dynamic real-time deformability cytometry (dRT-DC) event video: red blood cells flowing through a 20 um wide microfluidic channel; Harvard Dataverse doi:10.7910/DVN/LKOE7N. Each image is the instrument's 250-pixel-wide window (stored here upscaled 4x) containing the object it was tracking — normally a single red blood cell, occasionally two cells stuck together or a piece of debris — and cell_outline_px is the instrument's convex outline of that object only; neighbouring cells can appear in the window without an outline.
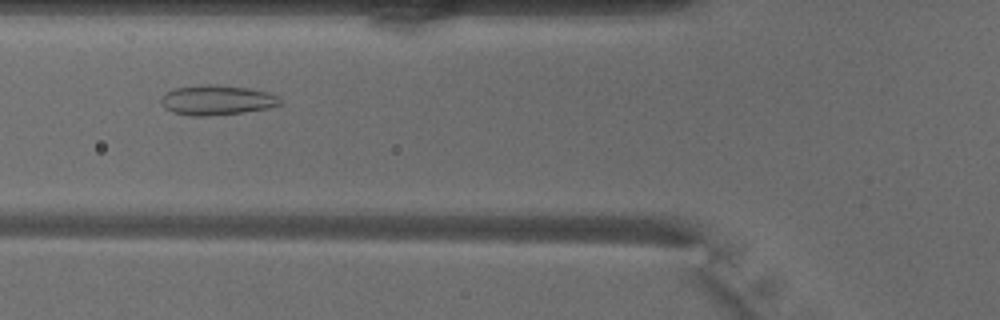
{"species": "common noctule bat (a hibernating species)", "species_latin": "Nyctalus noctula", "temperature_condition": "warm", "stored_images_in_passage": 43, "camera_frame_rate_fps": 3000, "um_per_image_px": 0.085, "animal": {"sex": "male", "body_mass_g": 18.8}, "frame": {"image": 1, "passage_image": 17, "time_ms": 5.333, "image_size_px": [1000, 320], "cell_outline_px": [[284, 104], [268, 108], [240, 112], [200, 116], [192, 116], [172, 112], [164, 108], [160, 100], [160, 96], [176, 88], [208, 84], [248, 88], [268, 92], [280, 96]], "centroid_in_image_um": [18.46, 8.51], "position_along_channel_um": 107.3, "area_um2": 20.58}}
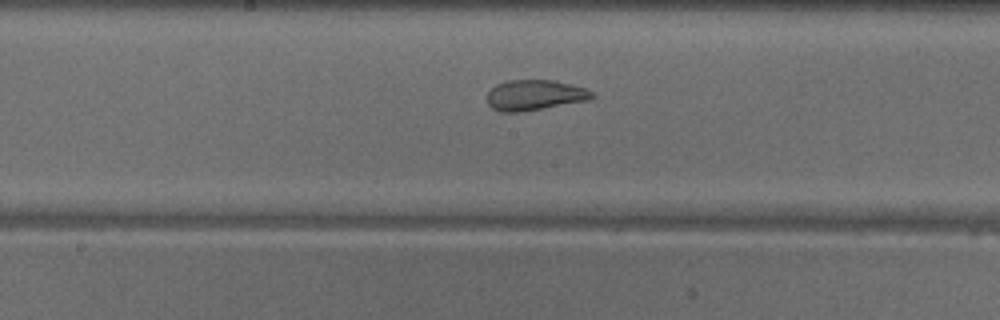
{"frame": {"image": 2, "passage_image": 24, "time_ms": 7.667, "image_size_px": [1000, 320], "cell_outline_px": [[596, 96], [588, 100], [520, 112], [500, 112], [492, 108], [488, 104], [488, 92], [496, 84], [508, 80], [552, 80], [584, 88], [592, 92]], "centroid_in_image_um": [45.42, 8.08], "position_along_channel_um": 202.8, "area_um2": 18.38}}
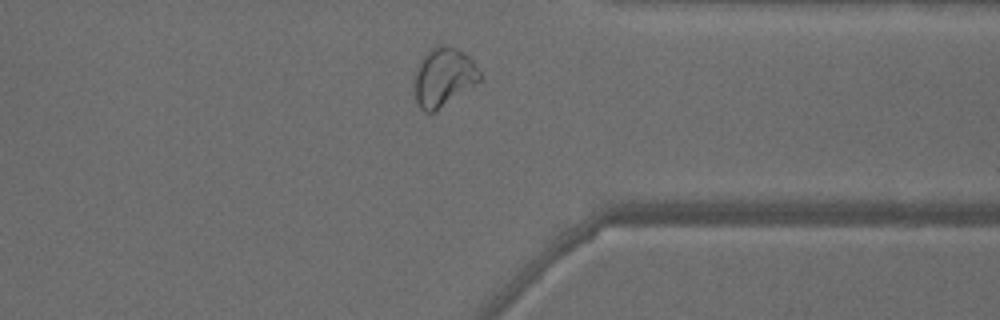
{"frame": {"image": 3, "passage_image": 37, "time_ms": 12.0, "image_size_px": [1000, 320], "cell_outline_px": [[480, 80], [432, 112], [424, 112], [420, 108], [416, 100], [416, 72], [420, 60], [432, 48], [440, 44], [448, 44], [456, 48], [468, 56], [472, 60], [480, 72]], "centroid_in_image_um": [37.7, 6.51], "position_along_channel_um": 373.7, "area_um2": 21.5}, "authors_computed_cell_mechanics": {"area_um2": 21.5016, "velocity_mm_per_s": 4.0806, "shape_relaxation_time_tau1_ms": null, "shape_relaxation_time_tau2_ms": 0.8033, "deformation_change_tau1": null, "deformation_change_tau2": 0.0627}}